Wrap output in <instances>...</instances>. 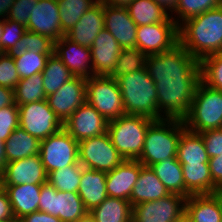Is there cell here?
Segmentation results:
<instances>
[{"instance_id":"6da1fadb","label":"cell","mask_w":222,"mask_h":222,"mask_svg":"<svg viewBox=\"0 0 222 222\" xmlns=\"http://www.w3.org/2000/svg\"><path fill=\"white\" fill-rule=\"evenodd\" d=\"M145 67L156 85L159 120H183L201 81L200 61L178 44L168 52L147 55Z\"/></svg>"},{"instance_id":"7a4b0ae2","label":"cell","mask_w":222,"mask_h":222,"mask_svg":"<svg viewBox=\"0 0 222 222\" xmlns=\"http://www.w3.org/2000/svg\"><path fill=\"white\" fill-rule=\"evenodd\" d=\"M179 44L198 61L222 53V5L183 22Z\"/></svg>"},{"instance_id":"3957f363","label":"cell","mask_w":222,"mask_h":222,"mask_svg":"<svg viewBox=\"0 0 222 222\" xmlns=\"http://www.w3.org/2000/svg\"><path fill=\"white\" fill-rule=\"evenodd\" d=\"M126 115L144 116L159 120L155 82L146 67L116 79Z\"/></svg>"},{"instance_id":"277c9868","label":"cell","mask_w":222,"mask_h":222,"mask_svg":"<svg viewBox=\"0 0 222 222\" xmlns=\"http://www.w3.org/2000/svg\"><path fill=\"white\" fill-rule=\"evenodd\" d=\"M185 129L181 119L154 121L146 131L144 148L137 160L150 167L167 158H177L179 140Z\"/></svg>"},{"instance_id":"5b68a950","label":"cell","mask_w":222,"mask_h":222,"mask_svg":"<svg viewBox=\"0 0 222 222\" xmlns=\"http://www.w3.org/2000/svg\"><path fill=\"white\" fill-rule=\"evenodd\" d=\"M153 122L144 116L124 115L108 122L107 133L125 160H137L144 148L146 131Z\"/></svg>"},{"instance_id":"8992f818","label":"cell","mask_w":222,"mask_h":222,"mask_svg":"<svg viewBox=\"0 0 222 222\" xmlns=\"http://www.w3.org/2000/svg\"><path fill=\"white\" fill-rule=\"evenodd\" d=\"M187 130L201 133L222 128V91L199 82L188 115L183 119Z\"/></svg>"},{"instance_id":"52a82bcc","label":"cell","mask_w":222,"mask_h":222,"mask_svg":"<svg viewBox=\"0 0 222 222\" xmlns=\"http://www.w3.org/2000/svg\"><path fill=\"white\" fill-rule=\"evenodd\" d=\"M86 102L108 122L126 115L118 82L108 76L86 78Z\"/></svg>"},{"instance_id":"ba28073f","label":"cell","mask_w":222,"mask_h":222,"mask_svg":"<svg viewBox=\"0 0 222 222\" xmlns=\"http://www.w3.org/2000/svg\"><path fill=\"white\" fill-rule=\"evenodd\" d=\"M124 160L107 132L78 142V161L85 168L107 173Z\"/></svg>"},{"instance_id":"9c48e42d","label":"cell","mask_w":222,"mask_h":222,"mask_svg":"<svg viewBox=\"0 0 222 222\" xmlns=\"http://www.w3.org/2000/svg\"><path fill=\"white\" fill-rule=\"evenodd\" d=\"M19 126L31 136L46 139L63 129V122L49 107L47 100L18 105Z\"/></svg>"},{"instance_id":"30bf717a","label":"cell","mask_w":222,"mask_h":222,"mask_svg":"<svg viewBox=\"0 0 222 222\" xmlns=\"http://www.w3.org/2000/svg\"><path fill=\"white\" fill-rule=\"evenodd\" d=\"M39 211L63 222H76L88 213L78 193L58 191L48 182L41 186Z\"/></svg>"},{"instance_id":"8fae6325","label":"cell","mask_w":222,"mask_h":222,"mask_svg":"<svg viewBox=\"0 0 222 222\" xmlns=\"http://www.w3.org/2000/svg\"><path fill=\"white\" fill-rule=\"evenodd\" d=\"M179 44V26L169 16L163 23L137 26L136 47L146 55L168 52Z\"/></svg>"},{"instance_id":"7c38bea8","label":"cell","mask_w":222,"mask_h":222,"mask_svg":"<svg viewBox=\"0 0 222 222\" xmlns=\"http://www.w3.org/2000/svg\"><path fill=\"white\" fill-rule=\"evenodd\" d=\"M39 155L49 174L78 162V142L63 128L58 133L41 140Z\"/></svg>"},{"instance_id":"4fadbf2b","label":"cell","mask_w":222,"mask_h":222,"mask_svg":"<svg viewBox=\"0 0 222 222\" xmlns=\"http://www.w3.org/2000/svg\"><path fill=\"white\" fill-rule=\"evenodd\" d=\"M186 198L172 194L155 201L142 202L132 209V222H172L185 215Z\"/></svg>"},{"instance_id":"5bb4252c","label":"cell","mask_w":222,"mask_h":222,"mask_svg":"<svg viewBox=\"0 0 222 222\" xmlns=\"http://www.w3.org/2000/svg\"><path fill=\"white\" fill-rule=\"evenodd\" d=\"M49 107L64 123L86 102V78L75 76L56 92L47 96Z\"/></svg>"},{"instance_id":"9a60e30c","label":"cell","mask_w":222,"mask_h":222,"mask_svg":"<svg viewBox=\"0 0 222 222\" xmlns=\"http://www.w3.org/2000/svg\"><path fill=\"white\" fill-rule=\"evenodd\" d=\"M63 128L73 139L80 142L106 133L108 121L85 102L63 123Z\"/></svg>"},{"instance_id":"2e32d148","label":"cell","mask_w":222,"mask_h":222,"mask_svg":"<svg viewBox=\"0 0 222 222\" xmlns=\"http://www.w3.org/2000/svg\"><path fill=\"white\" fill-rule=\"evenodd\" d=\"M47 181L48 174L39 154L6 163L0 175V185H43Z\"/></svg>"},{"instance_id":"e0dca14e","label":"cell","mask_w":222,"mask_h":222,"mask_svg":"<svg viewBox=\"0 0 222 222\" xmlns=\"http://www.w3.org/2000/svg\"><path fill=\"white\" fill-rule=\"evenodd\" d=\"M26 30L48 36L54 41L65 36L61 29L57 0H38L30 11Z\"/></svg>"},{"instance_id":"ac0fdd59","label":"cell","mask_w":222,"mask_h":222,"mask_svg":"<svg viewBox=\"0 0 222 222\" xmlns=\"http://www.w3.org/2000/svg\"><path fill=\"white\" fill-rule=\"evenodd\" d=\"M54 54L61 59L74 76L84 78L94 76L91 49L89 47L79 45L63 36L54 41Z\"/></svg>"},{"instance_id":"d6986e66","label":"cell","mask_w":222,"mask_h":222,"mask_svg":"<svg viewBox=\"0 0 222 222\" xmlns=\"http://www.w3.org/2000/svg\"><path fill=\"white\" fill-rule=\"evenodd\" d=\"M104 28L112 34L122 48L136 47L137 24L126 8L104 4Z\"/></svg>"},{"instance_id":"ffe728a7","label":"cell","mask_w":222,"mask_h":222,"mask_svg":"<svg viewBox=\"0 0 222 222\" xmlns=\"http://www.w3.org/2000/svg\"><path fill=\"white\" fill-rule=\"evenodd\" d=\"M90 49L94 76H108L117 63L122 47L112 34L103 28Z\"/></svg>"},{"instance_id":"44dd1931","label":"cell","mask_w":222,"mask_h":222,"mask_svg":"<svg viewBox=\"0 0 222 222\" xmlns=\"http://www.w3.org/2000/svg\"><path fill=\"white\" fill-rule=\"evenodd\" d=\"M140 171L141 163L138 160H124L116 168L107 172V195L129 201Z\"/></svg>"},{"instance_id":"7402d4cb","label":"cell","mask_w":222,"mask_h":222,"mask_svg":"<svg viewBox=\"0 0 222 222\" xmlns=\"http://www.w3.org/2000/svg\"><path fill=\"white\" fill-rule=\"evenodd\" d=\"M104 28V4L99 0L88 9L65 36L79 45L91 47Z\"/></svg>"},{"instance_id":"603a6c76","label":"cell","mask_w":222,"mask_h":222,"mask_svg":"<svg viewBox=\"0 0 222 222\" xmlns=\"http://www.w3.org/2000/svg\"><path fill=\"white\" fill-rule=\"evenodd\" d=\"M189 222H222V192L191 195L185 202Z\"/></svg>"},{"instance_id":"cb8c5ba5","label":"cell","mask_w":222,"mask_h":222,"mask_svg":"<svg viewBox=\"0 0 222 222\" xmlns=\"http://www.w3.org/2000/svg\"><path fill=\"white\" fill-rule=\"evenodd\" d=\"M6 191L15 220L39 210L41 186L37 184L1 185Z\"/></svg>"},{"instance_id":"d4e9b609","label":"cell","mask_w":222,"mask_h":222,"mask_svg":"<svg viewBox=\"0 0 222 222\" xmlns=\"http://www.w3.org/2000/svg\"><path fill=\"white\" fill-rule=\"evenodd\" d=\"M78 194L88 212L99 206L108 197L106 172L83 167Z\"/></svg>"},{"instance_id":"484cf974","label":"cell","mask_w":222,"mask_h":222,"mask_svg":"<svg viewBox=\"0 0 222 222\" xmlns=\"http://www.w3.org/2000/svg\"><path fill=\"white\" fill-rule=\"evenodd\" d=\"M169 194L153 170L141 163V171L129 199L132 207L142 202L159 200Z\"/></svg>"},{"instance_id":"4316f807","label":"cell","mask_w":222,"mask_h":222,"mask_svg":"<svg viewBox=\"0 0 222 222\" xmlns=\"http://www.w3.org/2000/svg\"><path fill=\"white\" fill-rule=\"evenodd\" d=\"M185 188L191 195L215 194L209 163L181 164Z\"/></svg>"},{"instance_id":"83f0119b","label":"cell","mask_w":222,"mask_h":222,"mask_svg":"<svg viewBox=\"0 0 222 222\" xmlns=\"http://www.w3.org/2000/svg\"><path fill=\"white\" fill-rule=\"evenodd\" d=\"M150 168L169 193L181 195L186 199L191 196L185 188L182 165L177 158H167L151 165Z\"/></svg>"},{"instance_id":"f1b7e54d","label":"cell","mask_w":222,"mask_h":222,"mask_svg":"<svg viewBox=\"0 0 222 222\" xmlns=\"http://www.w3.org/2000/svg\"><path fill=\"white\" fill-rule=\"evenodd\" d=\"M41 140L31 136L20 126L17 127L5 141L7 163L24 159L40 153Z\"/></svg>"},{"instance_id":"f546056e","label":"cell","mask_w":222,"mask_h":222,"mask_svg":"<svg viewBox=\"0 0 222 222\" xmlns=\"http://www.w3.org/2000/svg\"><path fill=\"white\" fill-rule=\"evenodd\" d=\"M130 201L108 196L89 213L95 222H132Z\"/></svg>"},{"instance_id":"4dcf8cb0","label":"cell","mask_w":222,"mask_h":222,"mask_svg":"<svg viewBox=\"0 0 222 222\" xmlns=\"http://www.w3.org/2000/svg\"><path fill=\"white\" fill-rule=\"evenodd\" d=\"M209 159L201 135L185 129L177 149L180 164L208 163Z\"/></svg>"},{"instance_id":"1f68e13d","label":"cell","mask_w":222,"mask_h":222,"mask_svg":"<svg viewBox=\"0 0 222 222\" xmlns=\"http://www.w3.org/2000/svg\"><path fill=\"white\" fill-rule=\"evenodd\" d=\"M126 9L137 26L163 23L170 16L153 0H133Z\"/></svg>"},{"instance_id":"d6a6232c","label":"cell","mask_w":222,"mask_h":222,"mask_svg":"<svg viewBox=\"0 0 222 222\" xmlns=\"http://www.w3.org/2000/svg\"><path fill=\"white\" fill-rule=\"evenodd\" d=\"M74 77L56 54L50 55L42 71L43 88L46 96L56 92L65 82Z\"/></svg>"},{"instance_id":"836d02e7","label":"cell","mask_w":222,"mask_h":222,"mask_svg":"<svg viewBox=\"0 0 222 222\" xmlns=\"http://www.w3.org/2000/svg\"><path fill=\"white\" fill-rule=\"evenodd\" d=\"M99 0H57L61 29L64 34L71 30L82 15Z\"/></svg>"},{"instance_id":"e575fe53","label":"cell","mask_w":222,"mask_h":222,"mask_svg":"<svg viewBox=\"0 0 222 222\" xmlns=\"http://www.w3.org/2000/svg\"><path fill=\"white\" fill-rule=\"evenodd\" d=\"M83 166L79 163L57 169L48 174V183L62 192H76L81 181Z\"/></svg>"},{"instance_id":"d590c367","label":"cell","mask_w":222,"mask_h":222,"mask_svg":"<svg viewBox=\"0 0 222 222\" xmlns=\"http://www.w3.org/2000/svg\"><path fill=\"white\" fill-rule=\"evenodd\" d=\"M14 95L17 105L46 100L47 96L43 88L42 72L29 78L20 79L14 89Z\"/></svg>"},{"instance_id":"8d00e7d4","label":"cell","mask_w":222,"mask_h":222,"mask_svg":"<svg viewBox=\"0 0 222 222\" xmlns=\"http://www.w3.org/2000/svg\"><path fill=\"white\" fill-rule=\"evenodd\" d=\"M35 54H53L54 40L50 37L26 30L22 38L17 41L14 48L9 52L11 55H21L25 51Z\"/></svg>"},{"instance_id":"74e56055","label":"cell","mask_w":222,"mask_h":222,"mask_svg":"<svg viewBox=\"0 0 222 222\" xmlns=\"http://www.w3.org/2000/svg\"><path fill=\"white\" fill-rule=\"evenodd\" d=\"M147 55L137 47L122 48L117 63L108 77L117 79L124 74L142 70L146 65Z\"/></svg>"},{"instance_id":"f35d334b","label":"cell","mask_w":222,"mask_h":222,"mask_svg":"<svg viewBox=\"0 0 222 222\" xmlns=\"http://www.w3.org/2000/svg\"><path fill=\"white\" fill-rule=\"evenodd\" d=\"M222 0H178L174 13L177 17H171L180 26L186 20L198 16L208 10L221 6Z\"/></svg>"},{"instance_id":"ab89813d","label":"cell","mask_w":222,"mask_h":222,"mask_svg":"<svg viewBox=\"0 0 222 222\" xmlns=\"http://www.w3.org/2000/svg\"><path fill=\"white\" fill-rule=\"evenodd\" d=\"M50 55L52 54H35L27 50L21 55H13L20 79L41 73Z\"/></svg>"},{"instance_id":"60d3db41","label":"cell","mask_w":222,"mask_h":222,"mask_svg":"<svg viewBox=\"0 0 222 222\" xmlns=\"http://www.w3.org/2000/svg\"><path fill=\"white\" fill-rule=\"evenodd\" d=\"M201 81L222 91V53L212 54L200 61Z\"/></svg>"},{"instance_id":"b9f144b4","label":"cell","mask_w":222,"mask_h":222,"mask_svg":"<svg viewBox=\"0 0 222 222\" xmlns=\"http://www.w3.org/2000/svg\"><path fill=\"white\" fill-rule=\"evenodd\" d=\"M26 32V27L18 22L8 19L3 20V34L0 40V50L9 53Z\"/></svg>"},{"instance_id":"7bdbcfd3","label":"cell","mask_w":222,"mask_h":222,"mask_svg":"<svg viewBox=\"0 0 222 222\" xmlns=\"http://www.w3.org/2000/svg\"><path fill=\"white\" fill-rule=\"evenodd\" d=\"M20 81L13 55L2 53L0 56V86L15 89Z\"/></svg>"},{"instance_id":"ee69618b","label":"cell","mask_w":222,"mask_h":222,"mask_svg":"<svg viewBox=\"0 0 222 222\" xmlns=\"http://www.w3.org/2000/svg\"><path fill=\"white\" fill-rule=\"evenodd\" d=\"M19 127V108L16 103L0 109V140L6 141Z\"/></svg>"},{"instance_id":"f6af8a7d","label":"cell","mask_w":222,"mask_h":222,"mask_svg":"<svg viewBox=\"0 0 222 222\" xmlns=\"http://www.w3.org/2000/svg\"><path fill=\"white\" fill-rule=\"evenodd\" d=\"M38 0H15L8 15V20L18 22L27 27L30 11Z\"/></svg>"},{"instance_id":"bcb514c9","label":"cell","mask_w":222,"mask_h":222,"mask_svg":"<svg viewBox=\"0 0 222 222\" xmlns=\"http://www.w3.org/2000/svg\"><path fill=\"white\" fill-rule=\"evenodd\" d=\"M209 158L222 155V128L210 129L199 133Z\"/></svg>"},{"instance_id":"7dc6e473","label":"cell","mask_w":222,"mask_h":222,"mask_svg":"<svg viewBox=\"0 0 222 222\" xmlns=\"http://www.w3.org/2000/svg\"><path fill=\"white\" fill-rule=\"evenodd\" d=\"M0 222H17L8 195L0 185Z\"/></svg>"},{"instance_id":"c3c4849f","label":"cell","mask_w":222,"mask_h":222,"mask_svg":"<svg viewBox=\"0 0 222 222\" xmlns=\"http://www.w3.org/2000/svg\"><path fill=\"white\" fill-rule=\"evenodd\" d=\"M208 163L213 184L222 192V155L210 158Z\"/></svg>"},{"instance_id":"681fc988","label":"cell","mask_w":222,"mask_h":222,"mask_svg":"<svg viewBox=\"0 0 222 222\" xmlns=\"http://www.w3.org/2000/svg\"><path fill=\"white\" fill-rule=\"evenodd\" d=\"M18 222H63L58 217L50 215L43 211L33 212L25 215Z\"/></svg>"},{"instance_id":"f907efd6","label":"cell","mask_w":222,"mask_h":222,"mask_svg":"<svg viewBox=\"0 0 222 222\" xmlns=\"http://www.w3.org/2000/svg\"><path fill=\"white\" fill-rule=\"evenodd\" d=\"M15 103L14 89L0 86V109Z\"/></svg>"},{"instance_id":"816d5d0a","label":"cell","mask_w":222,"mask_h":222,"mask_svg":"<svg viewBox=\"0 0 222 222\" xmlns=\"http://www.w3.org/2000/svg\"><path fill=\"white\" fill-rule=\"evenodd\" d=\"M157 5L161 6L171 17L178 4V0H153ZM171 12V14H170Z\"/></svg>"},{"instance_id":"f5cc1de1","label":"cell","mask_w":222,"mask_h":222,"mask_svg":"<svg viewBox=\"0 0 222 222\" xmlns=\"http://www.w3.org/2000/svg\"><path fill=\"white\" fill-rule=\"evenodd\" d=\"M15 0H0V18L5 20L8 18L9 12Z\"/></svg>"},{"instance_id":"db71d44e","label":"cell","mask_w":222,"mask_h":222,"mask_svg":"<svg viewBox=\"0 0 222 222\" xmlns=\"http://www.w3.org/2000/svg\"><path fill=\"white\" fill-rule=\"evenodd\" d=\"M103 4L126 8L133 0H100Z\"/></svg>"},{"instance_id":"11a10c76","label":"cell","mask_w":222,"mask_h":222,"mask_svg":"<svg viewBox=\"0 0 222 222\" xmlns=\"http://www.w3.org/2000/svg\"><path fill=\"white\" fill-rule=\"evenodd\" d=\"M6 163L5 142L0 140V175L3 172Z\"/></svg>"},{"instance_id":"9f6ffc18","label":"cell","mask_w":222,"mask_h":222,"mask_svg":"<svg viewBox=\"0 0 222 222\" xmlns=\"http://www.w3.org/2000/svg\"><path fill=\"white\" fill-rule=\"evenodd\" d=\"M76 222H95V221H94V218L88 212L84 217H82L81 219L77 220Z\"/></svg>"},{"instance_id":"6f0895ef","label":"cell","mask_w":222,"mask_h":222,"mask_svg":"<svg viewBox=\"0 0 222 222\" xmlns=\"http://www.w3.org/2000/svg\"><path fill=\"white\" fill-rule=\"evenodd\" d=\"M172 222H189V219L186 215L182 216L180 219L172 221Z\"/></svg>"},{"instance_id":"680465c9","label":"cell","mask_w":222,"mask_h":222,"mask_svg":"<svg viewBox=\"0 0 222 222\" xmlns=\"http://www.w3.org/2000/svg\"><path fill=\"white\" fill-rule=\"evenodd\" d=\"M2 34H3V20L2 19H0V40H1V36H2Z\"/></svg>"}]
</instances>
